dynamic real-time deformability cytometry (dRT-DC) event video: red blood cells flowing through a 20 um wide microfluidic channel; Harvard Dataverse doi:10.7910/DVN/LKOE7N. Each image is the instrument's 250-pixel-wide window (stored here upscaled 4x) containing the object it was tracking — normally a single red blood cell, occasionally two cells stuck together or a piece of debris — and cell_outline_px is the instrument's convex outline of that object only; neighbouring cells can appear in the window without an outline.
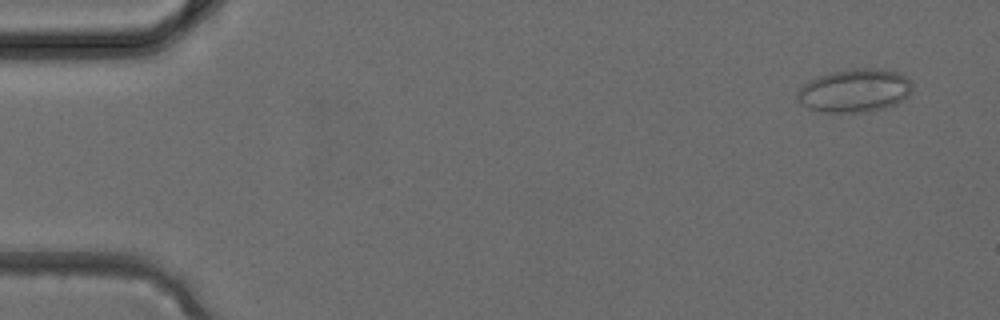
{"species": "common noctule bat (a hibernating species)", "species_latin": "Nyctalus noctula", "temperature_condition": "cold", "stored_images_in_passage": 38, "camera_frame_rate_fps": 3000, "um_per_image_px": 0.085, "animal": {"sex": "female", "body_mass_g": 24.6, "forearm_length_mm": 56.2}, "frame": {"image": 1, "passage_image": 3, "time_ms": 0.667, "image_size_px": [1000, 320], "cell_outline_px": [[912, 88], [908, 96], [896, 104], [884, 108], [868, 112], [824, 112], [808, 108], [800, 104], [796, 100], [796, 92], [808, 80], [832, 72], [852, 68], [876, 68], [896, 72], [904, 76], [912, 84]], "centroid_in_image_um": [72.61, 7.71], "position_along_channel_um": 12.4, "area_um2": 29.07}}
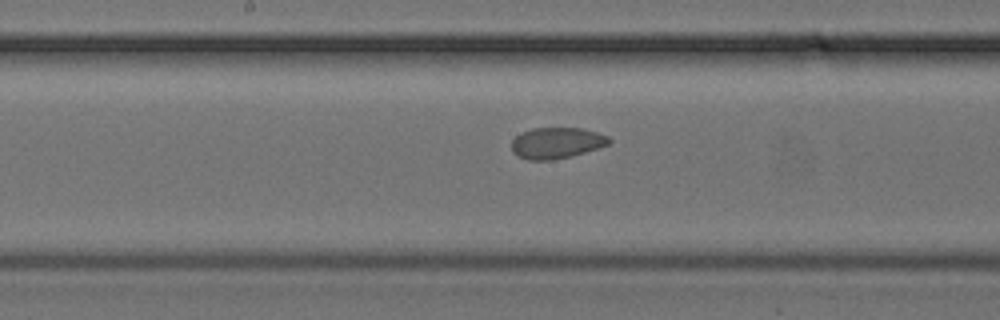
{"frame": {"image": 2, "passage_image": 20, "time_ms": 6.333, "image_size_px": [1000, 320], "cell_outline_px": [[612, 140], [608, 144], [572, 156], [552, 160], [528, 160], [516, 156], [512, 152], [512, 140], [516, 136], [532, 128], [580, 128], [596, 132], [608, 136]], "centroid_in_image_um": [47.28, 12.16], "position_along_channel_um": 200.9, "area_um2": 17.57}}
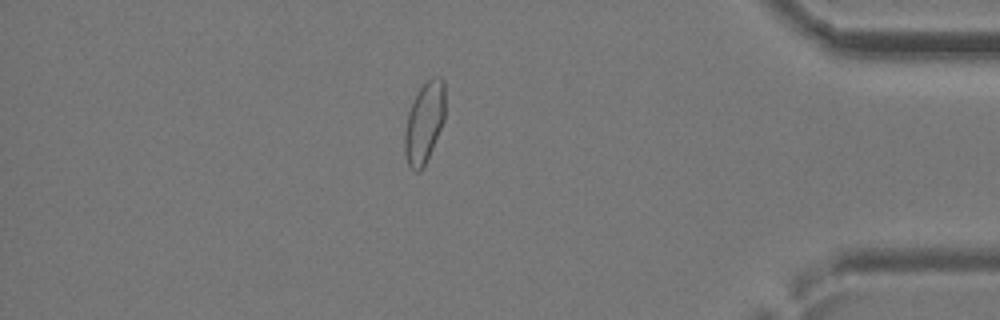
{"frame": {"image": 3, "passage_image": 33, "time_ms": 10.667, "image_size_px": [1000, 320], "cell_outline_px": [[444, 120], [432, 148], [420, 172], [416, 172], [408, 164], [404, 152], [404, 136], [408, 112], [420, 88], [432, 76], [440, 76], [444, 80]], "centroid_in_image_um": [36.06, 10.4], "position_along_channel_um": 399.1, "area_um2": 18.73}}